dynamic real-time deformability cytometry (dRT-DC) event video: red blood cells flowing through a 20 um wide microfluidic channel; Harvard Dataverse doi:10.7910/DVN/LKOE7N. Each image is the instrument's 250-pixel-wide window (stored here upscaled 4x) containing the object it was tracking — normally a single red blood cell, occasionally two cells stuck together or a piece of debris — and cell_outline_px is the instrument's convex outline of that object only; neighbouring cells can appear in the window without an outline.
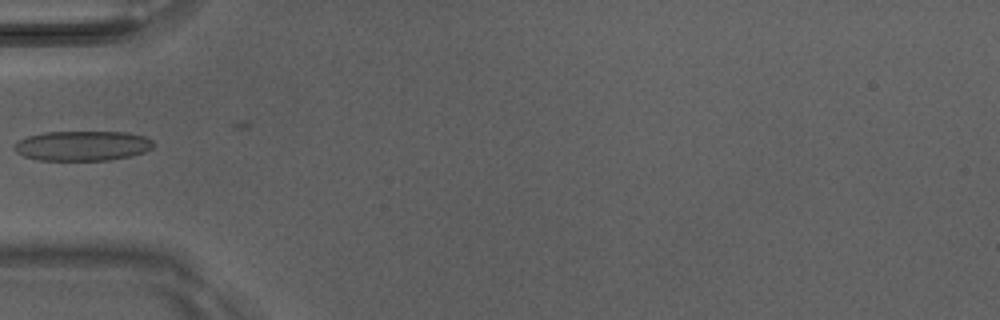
{"species": "Egyptian fruit bat (a non-hibernating species)", "species_latin": "Rousettus aegyptiacus", "temperature_condition": "room temperature", "stored_images_in_passage": 6, "camera_frame_rate_fps": 3000, "um_per_image_px": 0.085, "animal": {"sex": "male"}, "frame": {"image": 1, "passage_image": 6, "time_ms": 1.667, "image_size_px": [1000, 320], "cell_outline_px": [[152, 148], [144, 152], [132, 156], [108, 160], [40, 160], [24, 156], [16, 152], [12, 148], [12, 144], [28, 136], [44, 132], [128, 132], [144, 136], [152, 140]], "centroid_in_image_um": [6.99, 12.39], "position_along_channel_um": 78.0, "area_um2": 24.28}}